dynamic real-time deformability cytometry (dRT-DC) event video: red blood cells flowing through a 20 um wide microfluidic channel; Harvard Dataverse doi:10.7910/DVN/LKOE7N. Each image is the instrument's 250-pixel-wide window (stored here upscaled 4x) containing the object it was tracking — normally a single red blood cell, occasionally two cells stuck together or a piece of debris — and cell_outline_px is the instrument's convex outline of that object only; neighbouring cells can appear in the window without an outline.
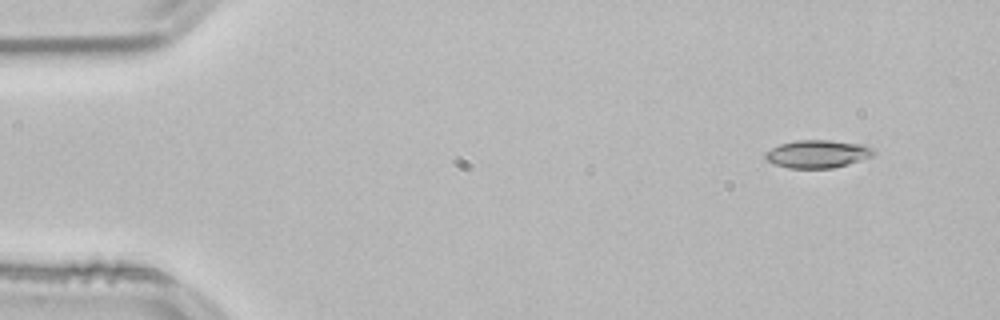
{"species": "common noctule bat (a hibernating species)", "species_latin": "Nyctalus noctula", "temperature_condition": "room temperature", "stored_images_in_passage": 13, "camera_frame_rate_fps": 3000, "um_per_image_px": 0.085, "animal": {"sex": "male", "body_mass_g": 21.5, "forearm_length_mm": 52.0}, "frame": {"image": 1, "passage_image": 1, "time_ms": 0.0, "image_size_px": [1000, 320], "cell_outline_px": [[876, 152], [872, 156], [848, 164], [832, 168], [788, 168], [772, 164], [764, 160], [764, 152], [780, 144], [796, 140], [828, 140], [860, 144], [872, 148]], "centroid_in_image_um": [69.42, 13.09], "position_along_channel_um": 15.6, "area_um2": 17.63}}
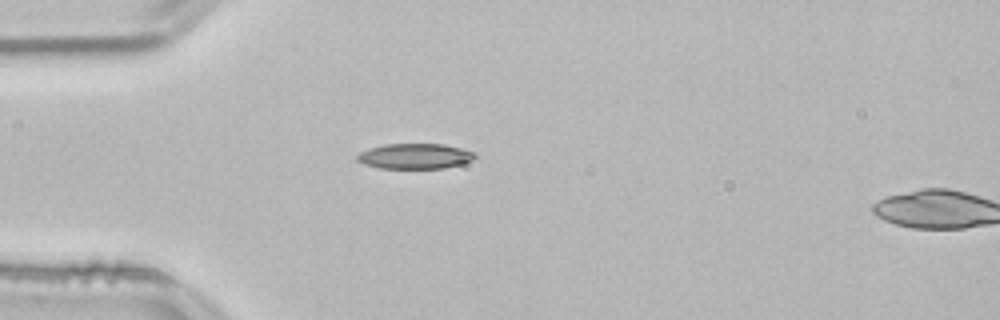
{"frame": {"image": 2, "passage_image": 11, "time_ms": 3.333, "image_size_px": [1000, 320], "cell_outline_px": [[476, 156], [472, 160], [460, 164], [444, 168], [380, 168], [364, 164], [356, 160], [356, 156], [360, 152], [384, 144], [444, 144], [476, 152]], "centroid_in_image_um": [35.28, 13.27], "position_along_channel_um": 49.7, "area_um2": 17.28}}